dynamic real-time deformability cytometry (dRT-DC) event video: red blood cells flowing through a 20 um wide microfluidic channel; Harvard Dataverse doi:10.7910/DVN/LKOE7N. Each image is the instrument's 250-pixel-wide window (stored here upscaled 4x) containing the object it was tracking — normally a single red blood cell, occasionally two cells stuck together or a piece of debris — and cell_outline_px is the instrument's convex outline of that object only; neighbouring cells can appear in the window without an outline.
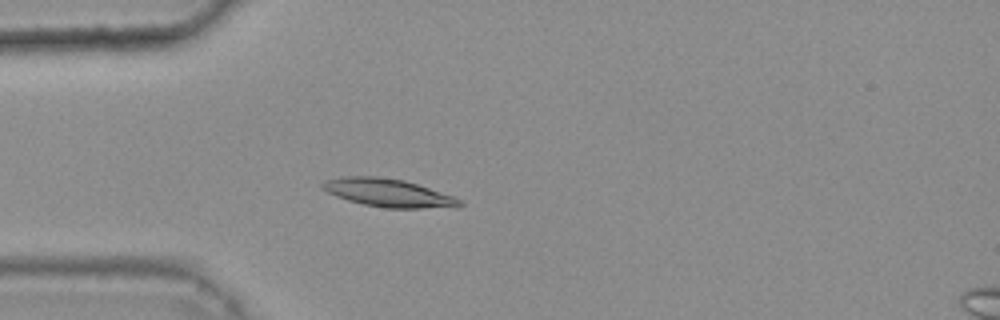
{"species": "common noctule bat (a hibernating species)", "species_latin": "Nyctalus noctula", "temperature_condition": "warm", "stored_images_in_passage": 40, "camera_frame_rate_fps": 3000, "um_per_image_px": 0.085, "animal": {"sex": "female", "body_mass_g": 25.1}, "frame": {"image": 1, "passage_image": 10, "time_ms": 3.0, "image_size_px": [1000, 320], "cell_outline_px": [[464, 204], [460, 208], [384, 208], [364, 204], [348, 200], [336, 196], [320, 188], [320, 184], [324, 180], [344, 176], [376, 176], [404, 180], [452, 196], [460, 200]], "centroid_in_image_um": [32.99, 16.4], "position_along_channel_um": 52.0, "area_um2": 22.48}}
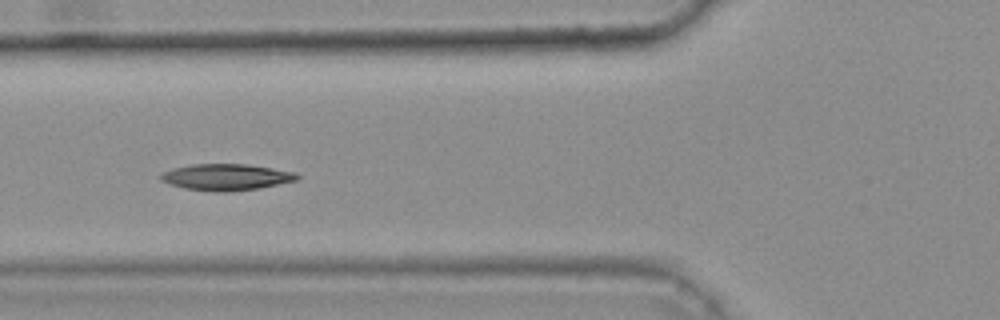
{"frame": {"image": 2, "passage_image": 15, "time_ms": 4.667, "image_size_px": [1000, 320], "cell_outline_px": [[300, 176], [296, 180], [260, 188], [228, 192], [216, 192], [184, 188], [160, 180], [160, 176], [164, 172], [172, 168], [192, 164], [248, 164], [296, 172]], "centroid_in_image_um": [19.24, 15.05], "position_along_channel_um": 106.6, "area_um2": 20.92}}
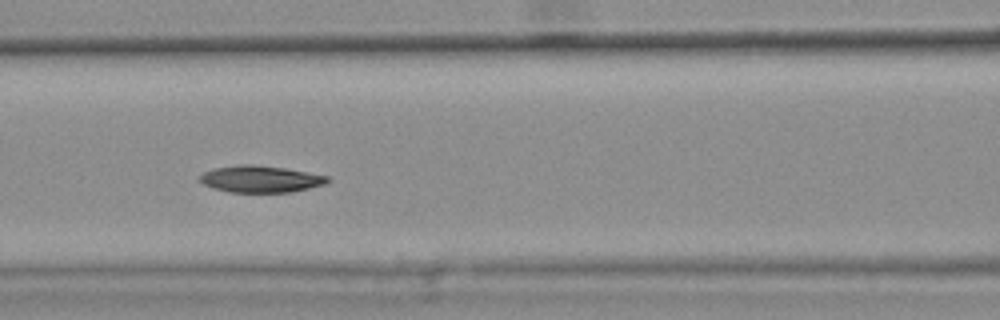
{"frame": {"image": 3, "passage_image": 18, "time_ms": 5.667, "image_size_px": [1000, 320], "cell_outline_px": [[332, 180], [328, 184], [292, 192], [228, 192], [212, 188], [196, 180], [204, 172], [212, 168], [240, 164], [252, 164], [284, 168], [328, 176]], "centroid_in_image_um": [22.14, 15.22], "position_along_channel_um": 144.5, "area_um2": 20.17}, "authors_computed_cell_mechanics": {"area_um2": 20.4034, "velocity_mm_per_s": 3.7796, "shape_relaxation_time_tau1_ms": 3.9788, "shape_relaxation_time_tau2_ms": null, "deformation_change_tau1": 0.1406, "deformation_change_tau2": null}}